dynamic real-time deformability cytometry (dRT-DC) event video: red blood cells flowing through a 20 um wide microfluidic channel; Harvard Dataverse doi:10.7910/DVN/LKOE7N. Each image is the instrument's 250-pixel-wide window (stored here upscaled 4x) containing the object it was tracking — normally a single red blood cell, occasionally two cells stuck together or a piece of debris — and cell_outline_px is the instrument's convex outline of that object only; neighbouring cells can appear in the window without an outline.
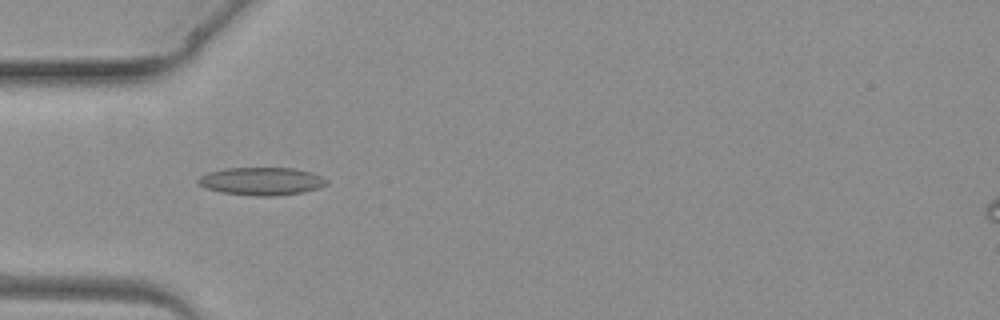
{"species": "common noctule bat (a hibernating species)", "species_latin": "Nyctalus noctula", "temperature_condition": "warm", "stored_images_in_passage": 5, "camera_frame_rate_fps": 3000, "um_per_image_px": 0.085, "animal": {"sex": "female", "body_mass_g": 19.3, "forearm_length_mm": 54.1}, "frame": {"image": 1, "passage_image": 4, "time_ms": 3.667, "image_size_px": [1000, 320], "cell_outline_px": [[328, 184], [320, 188], [304, 192], [276, 196], [252, 196], [220, 192], [204, 188], [196, 184], [196, 180], [200, 176], [208, 172], [224, 168], [292, 168], [308, 172], [320, 176], [328, 180]], "centroid_in_image_um": [22.18, 15.42], "position_along_channel_um": 62.8, "area_um2": 21.1}}
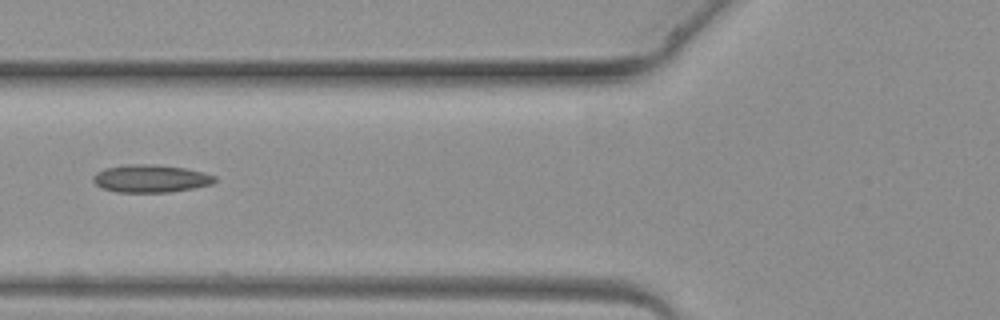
{"frame": {"image": 2, "passage_image": 5, "time_ms": 4.667, "image_size_px": [1000, 320], "cell_outline_px": [[216, 180], [212, 184], [192, 188], [168, 192], [116, 192], [104, 188], [96, 184], [92, 180], [92, 176], [96, 172], [104, 168], [128, 164], [148, 164], [184, 168], [216, 176]], "centroid_in_image_um": [12.76, 15.17], "position_along_channel_um": 113.0, "area_um2": 19.42}}